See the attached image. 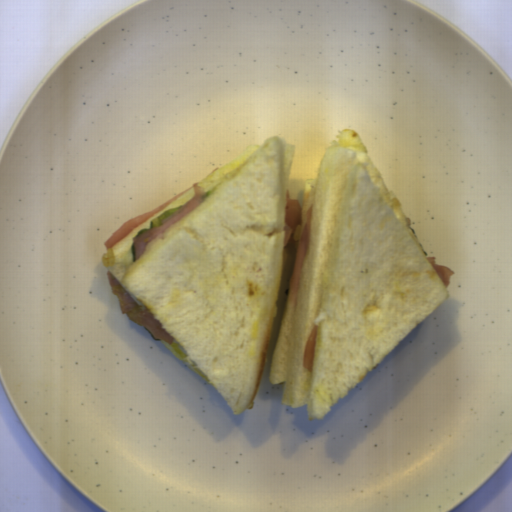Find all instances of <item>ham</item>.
I'll use <instances>...</instances> for the list:
<instances>
[{
  "instance_id": "2",
  "label": "ham",
  "mask_w": 512,
  "mask_h": 512,
  "mask_svg": "<svg viewBox=\"0 0 512 512\" xmlns=\"http://www.w3.org/2000/svg\"><path fill=\"white\" fill-rule=\"evenodd\" d=\"M111 292L116 295L119 300V308L121 314L132 320L139 326L147 328L154 339L165 340L167 344H172L174 337L170 335L160 321L154 318L150 308L146 305H138L133 298L127 293L122 285L117 281L110 270L106 273Z\"/></svg>"
},
{
  "instance_id": "1",
  "label": "ham",
  "mask_w": 512,
  "mask_h": 512,
  "mask_svg": "<svg viewBox=\"0 0 512 512\" xmlns=\"http://www.w3.org/2000/svg\"><path fill=\"white\" fill-rule=\"evenodd\" d=\"M194 188L195 193L194 197L188 201L184 206L177 209L167 218H165L160 227L152 228L141 235H137L133 237L134 240V251H135V262L141 257V255L145 252L148 244L155 240L156 238H163L164 231L176 224L179 220L189 214L192 210H194L197 206H199L202 202L205 201L207 192L204 191V187L198 186V181L194 183L192 186L182 191L163 205L155 208L150 212H145L137 217L130 218L127 221L123 222L122 225L104 242V245L107 249L114 246L116 243L125 238L128 234L138 228L140 225L163 211L166 207L172 204L175 200L181 197L184 193H186L189 189Z\"/></svg>"
},
{
  "instance_id": "4",
  "label": "ham",
  "mask_w": 512,
  "mask_h": 512,
  "mask_svg": "<svg viewBox=\"0 0 512 512\" xmlns=\"http://www.w3.org/2000/svg\"><path fill=\"white\" fill-rule=\"evenodd\" d=\"M302 224V206L298 200L291 198L287 189L285 202V235L284 248L294 242L296 228Z\"/></svg>"
},
{
  "instance_id": "3",
  "label": "ham",
  "mask_w": 512,
  "mask_h": 512,
  "mask_svg": "<svg viewBox=\"0 0 512 512\" xmlns=\"http://www.w3.org/2000/svg\"><path fill=\"white\" fill-rule=\"evenodd\" d=\"M314 215L313 204L310 206L306 213L305 225L300 233L297 240L296 255L294 261L293 272L290 280L289 291L291 293V302L294 304L297 301V297L300 290V284L303 274V268L306 258V253L309 244L312 220Z\"/></svg>"
},
{
  "instance_id": "5",
  "label": "ham",
  "mask_w": 512,
  "mask_h": 512,
  "mask_svg": "<svg viewBox=\"0 0 512 512\" xmlns=\"http://www.w3.org/2000/svg\"><path fill=\"white\" fill-rule=\"evenodd\" d=\"M318 329H319V325H315L314 328L311 330V332L306 340V343H305L304 356H303V368L310 373L313 372L315 347H316Z\"/></svg>"
},
{
  "instance_id": "6",
  "label": "ham",
  "mask_w": 512,
  "mask_h": 512,
  "mask_svg": "<svg viewBox=\"0 0 512 512\" xmlns=\"http://www.w3.org/2000/svg\"><path fill=\"white\" fill-rule=\"evenodd\" d=\"M426 260L439 275L444 286L447 287L451 277L455 275L454 272L448 266L439 265L435 260V256H426Z\"/></svg>"
}]
</instances>
